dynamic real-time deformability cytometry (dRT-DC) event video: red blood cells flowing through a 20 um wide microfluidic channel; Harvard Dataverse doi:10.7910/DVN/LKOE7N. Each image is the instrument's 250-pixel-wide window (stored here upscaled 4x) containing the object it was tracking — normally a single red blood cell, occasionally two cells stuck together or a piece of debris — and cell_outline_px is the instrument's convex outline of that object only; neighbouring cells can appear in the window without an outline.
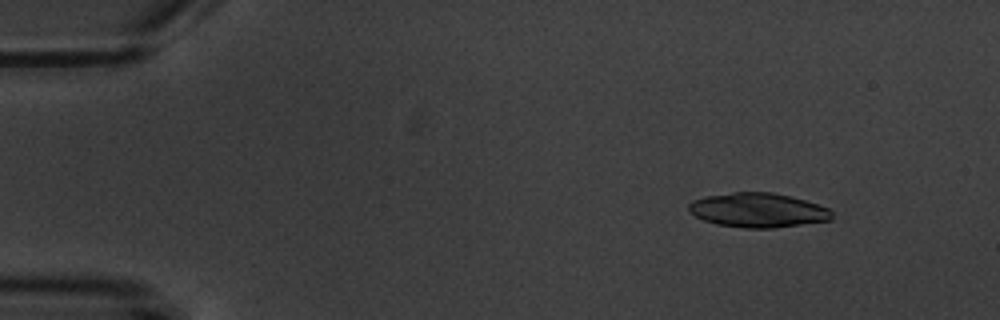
{"species": "common noctule bat (a hibernating species)", "species_latin": "Nyctalus noctula", "temperature_condition": "warm", "stored_images_in_passage": 4, "camera_frame_rate_fps": 3000, "um_per_image_px": 0.085, "animal": {"sex": "male", "body_mass_g": 20.1, "forearm_length_mm": 53.5}, "frame": {"image": 1, "passage_image": 2, "time_ms": 1.0, "image_size_px": [1000, 320], "cell_outline_px": [[832, 220], [772, 228], [744, 228], [716, 224], [704, 220], [696, 216], [688, 208], [688, 204], [692, 200], [704, 196], [732, 192], [772, 192], [804, 200], [828, 208], [832, 212]], "centroid_in_image_um": [64.4, 17.86], "position_along_channel_um": 20.6, "area_um2": 28.55}}